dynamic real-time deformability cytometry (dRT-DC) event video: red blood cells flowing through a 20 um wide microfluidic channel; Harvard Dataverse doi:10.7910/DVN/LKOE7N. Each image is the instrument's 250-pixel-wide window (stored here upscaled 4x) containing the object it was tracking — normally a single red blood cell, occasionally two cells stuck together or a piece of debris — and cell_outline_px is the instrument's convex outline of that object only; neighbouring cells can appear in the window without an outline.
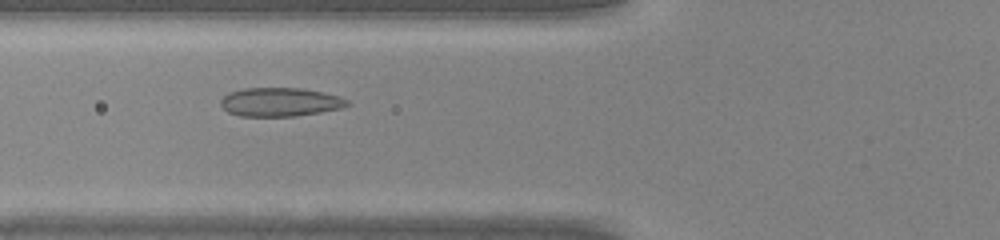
{"species": "common noctule bat (a hibernating species)", "species_latin": "Nyctalus noctula", "temperature_condition": "warm", "stored_images_in_passage": 42, "camera_frame_rate_fps": 3000, "um_per_image_px": 0.085, "animal": {"sex": "male", "body_mass_g": 20.0, "forearm_length_mm": 53.3}, "frame": {"image": 1, "passage_image": 15, "time_ms": 4.667, "image_size_px": [1000, 240], "cell_outline_px": [[352, 104], [340, 108], [320, 112], [296, 116], [240, 116], [228, 112], [220, 104], [220, 100], [228, 92], [244, 88], [300, 88], [340, 96], [348, 100]], "centroid_in_image_um": [23.8, 8.67], "position_along_channel_um": 102.0, "area_um2": 21.15}}
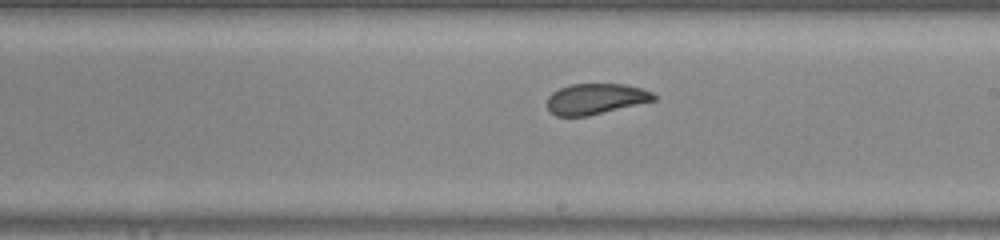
{"frame": {"image": 2, "passage_image": 24, "time_ms": 7.667, "image_size_px": [1000, 240], "cell_outline_px": [[656, 100], [588, 116], [556, 116], [548, 112], [548, 96], [552, 92], [560, 88], [572, 84], [624, 84], [640, 88], [652, 92], [656, 96]], "centroid_in_image_um": [50.61, 8.41], "position_along_channel_um": 238.4, "area_um2": 19.07}}
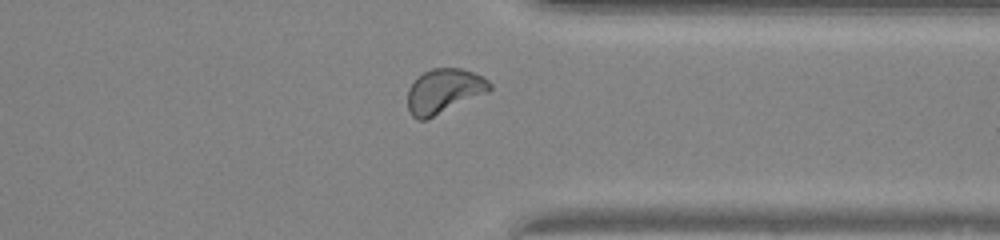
{"frame": {"image": 3, "passage_image": 33, "time_ms": 10.667, "image_size_px": [1000, 240], "cell_outline_px": [[492, 88], [488, 92], [424, 120], [416, 120], [408, 112], [408, 88], [424, 72], [432, 68], [460, 68], [484, 76], [492, 84]], "centroid_in_image_um": [37.74, 7.73], "position_along_channel_um": 373.7, "area_um2": 21.1}}